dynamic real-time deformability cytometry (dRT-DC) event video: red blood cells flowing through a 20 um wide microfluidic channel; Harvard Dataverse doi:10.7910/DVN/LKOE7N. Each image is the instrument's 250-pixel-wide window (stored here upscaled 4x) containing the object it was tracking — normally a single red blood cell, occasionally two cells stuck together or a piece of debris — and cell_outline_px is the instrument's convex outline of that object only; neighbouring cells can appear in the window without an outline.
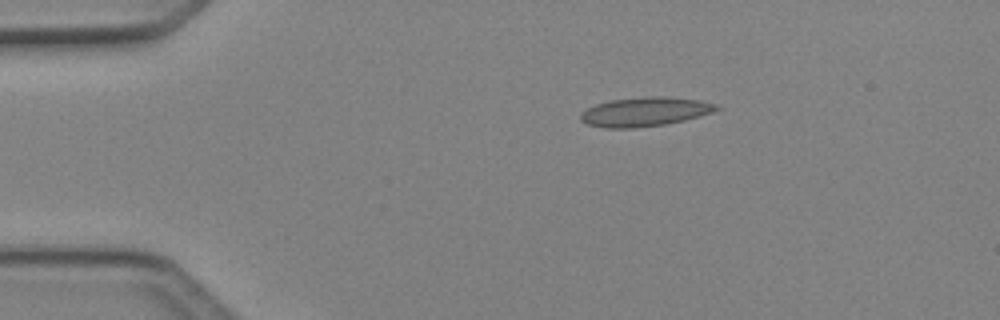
{"species": "Egyptian fruit bat (a non-hibernating species)", "species_latin": "Rousettus aegyptiacus", "temperature_condition": "cold", "stored_images_in_passage": 40, "camera_frame_rate_fps": 3000, "um_per_image_px": 0.085, "animal": {"sex": "female"}, "frame": {"image": 1, "passage_image": 1, "time_ms": 0.0, "image_size_px": [1000, 320], "cell_outline_px": [[724, 108], [700, 116], [684, 120], [664, 124], [632, 128], [604, 128], [588, 124], [580, 120], [580, 116], [588, 108], [596, 104], [612, 100], [644, 96], [664, 96], [700, 100], [716, 104]], "centroid_in_image_um": [54.86, 9.49], "position_along_channel_um": 30.1, "area_um2": 23.0}}
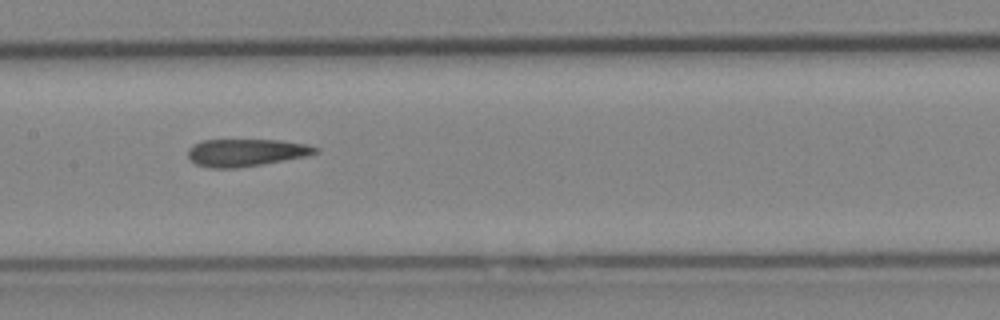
{"frame": {"image": 2, "passage_image": 16, "time_ms": 5.0, "image_size_px": [1000, 320], "cell_outline_px": [[320, 152], [304, 156], [284, 160], [236, 168], [212, 168], [196, 164], [188, 156], [188, 148], [192, 144], [204, 140], [280, 140], [308, 144], [320, 148]], "centroid_in_image_um": [20.92, 12.95], "position_along_channel_um": 186.5, "area_um2": 20.29}}
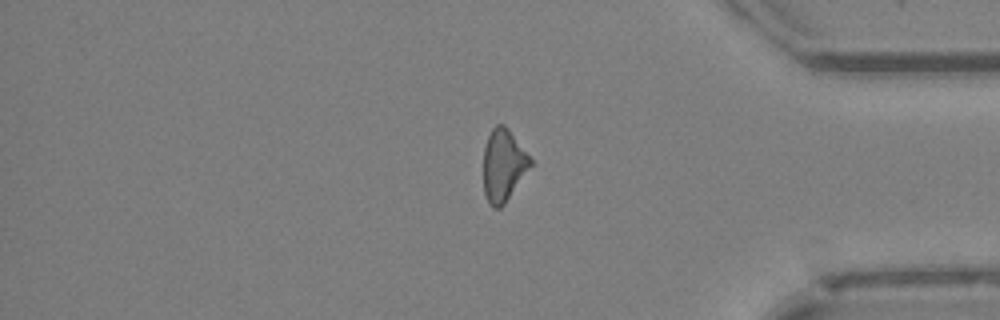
{"frame": {"image": 3, "passage_image": 32, "time_ms": 10.333, "image_size_px": [1000, 320], "cell_outline_px": [[536, 164], [504, 204], [500, 208], [492, 208], [488, 204], [484, 192], [484, 148], [488, 136], [492, 128], [496, 124], [504, 124], [508, 128]], "centroid_in_image_um": [42.83, 14.07], "position_along_channel_um": 392.4, "area_um2": 20.29}, "authors_computed_cell_mechanics": {"area_um2": 20.7791, "velocity_mm_per_s": 4.2515, "shape_relaxation_time_tau1_ms": null, "shape_relaxation_time_tau2_ms": 3.7319, "deformation_change_tau1": null, "deformation_change_tau2": 0.1533}}